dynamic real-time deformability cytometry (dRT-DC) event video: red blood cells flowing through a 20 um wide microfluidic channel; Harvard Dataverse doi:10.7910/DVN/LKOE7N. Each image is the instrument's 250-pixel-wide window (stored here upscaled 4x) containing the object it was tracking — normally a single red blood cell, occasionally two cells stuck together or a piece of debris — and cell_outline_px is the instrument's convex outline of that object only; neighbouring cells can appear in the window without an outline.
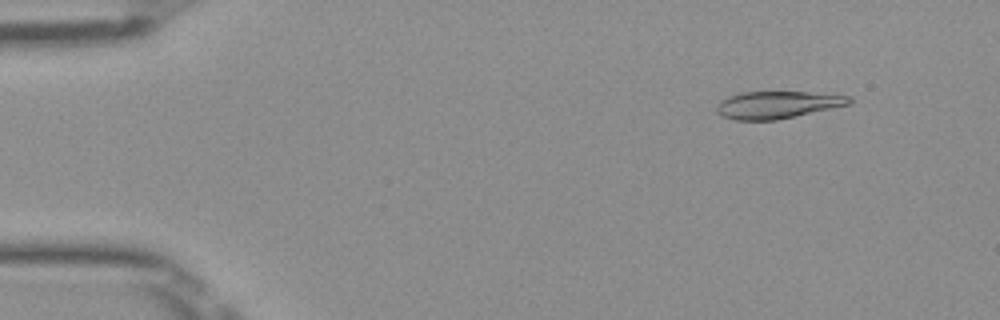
{"species": "Egyptian fruit bat (a non-hibernating species)", "species_latin": "Rousettus aegyptiacus", "temperature_condition": "room temperature", "stored_images_in_passage": 50, "camera_frame_rate_fps": 3000, "um_per_image_px": 0.085, "frame": {"image": 1, "passage_image": 5, "time_ms": 1.333, "image_size_px": [1000, 320], "cell_outline_px": [[852, 104], [776, 120], [736, 120], [724, 116], [716, 112], [716, 108], [720, 100], [728, 96], [740, 92], [808, 92], [852, 96]], "centroid_in_image_um": [66.09, 8.9], "position_along_channel_um": 18.9, "area_um2": 21.1}}
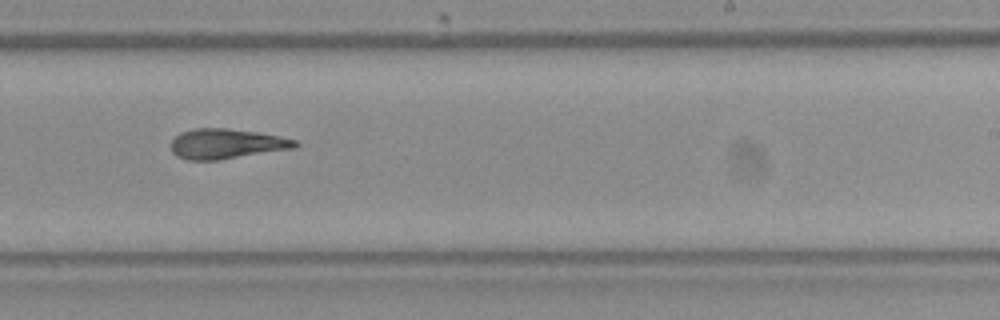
{"frame": {"image": 2, "passage_image": 31, "time_ms": 10.0, "image_size_px": [1000, 320], "cell_outline_px": [[300, 144], [296, 148], [220, 160], [188, 160], [176, 156], [172, 152], [168, 144], [180, 132], [196, 128], [228, 128], [256, 132], [280, 136], [296, 140]], "centroid_in_image_um": [19.23, 12.23], "position_along_channel_um": 269.8, "area_um2": 22.02}}
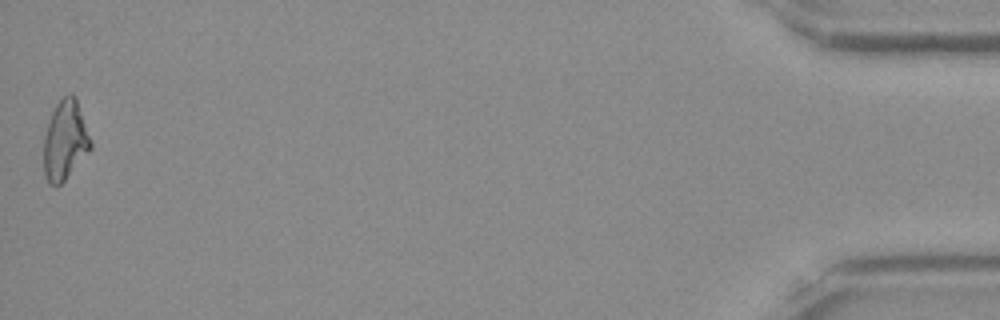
{"frame": {"image": 3, "passage_image": 50, "time_ms": 16.333, "image_size_px": [1000, 320], "cell_outline_px": [[92, 148], [64, 180], [56, 188], [48, 184], [44, 176], [44, 136], [52, 112], [56, 104], [68, 92], [72, 92], [76, 96], [92, 140]], "centroid_in_image_um": [5.54, 11.92], "position_along_channel_um": 429.7, "area_um2": 21.96}, "authors_computed_cell_mechanics": {"area_um2": 21.9351, "velocity_mm_per_s": 4.0014, "shape_relaxation_time_tau1_ms": null, "shape_relaxation_time_tau2_ms": 4.2695, "deformation_change_tau1": null, "deformation_change_tau2": 0.1246}}